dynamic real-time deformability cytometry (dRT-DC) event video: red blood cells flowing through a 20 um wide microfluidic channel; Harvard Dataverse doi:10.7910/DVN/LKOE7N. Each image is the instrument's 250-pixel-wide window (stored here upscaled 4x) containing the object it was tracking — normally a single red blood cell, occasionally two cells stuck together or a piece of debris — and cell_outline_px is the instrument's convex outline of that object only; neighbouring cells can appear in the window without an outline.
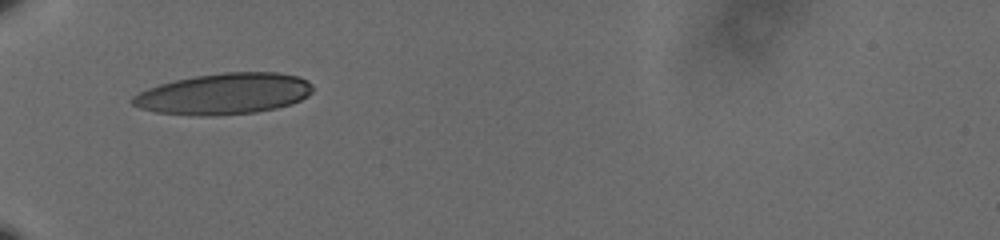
{"species": "human", "species_latin": "Homo sapiens", "temperature_condition": "cold", "stored_images_in_passage": 35, "camera_frame_rate_fps": 3000, "um_per_image_px": 0.085, "donor": {"sex": "male"}, "frame": {"image": 1, "passage_image": 1, "time_ms": 0.0, "image_size_px": [1000, 240], "cell_outline_px": [[312, 92], [308, 96], [292, 104], [276, 108], [256, 112], [216, 116], [200, 116], [156, 112], [140, 108], [132, 104], [128, 100], [132, 96], [148, 88], [160, 84], [176, 80], [196, 76], [224, 72], [280, 72], [300, 76], [308, 80], [312, 84]], "centroid_in_image_um": [19.07, 7.97], "position_along_channel_um": 65.9, "area_um2": 43.47}}
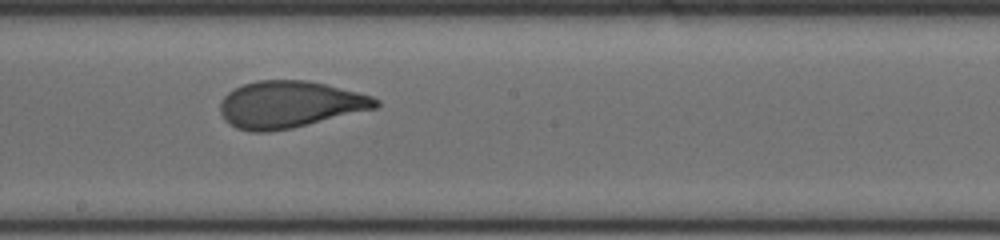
{"frame": {"image": 2, "passage_image": 15, "time_ms": 4.667, "image_size_px": [1000, 240], "cell_outline_px": [[380, 104], [376, 108], [292, 128], [268, 132], [252, 132], [236, 128], [224, 120], [220, 112], [220, 100], [228, 92], [244, 84], [256, 80], [304, 80], [324, 84], [372, 96], [380, 100]], "centroid_in_image_um": [24.59, 8.88], "position_along_channel_um": 223.6, "area_um2": 42.31}}
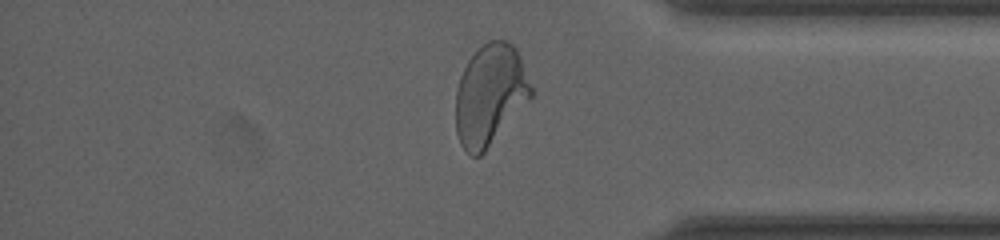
{"frame": {"image": 3, "passage_image": 30, "time_ms": 9.667, "image_size_px": [1000, 240], "cell_outline_px": [[532, 96], [484, 152], [480, 156], [472, 156], [460, 144], [456, 132], [456, 92], [460, 76], [468, 60], [488, 40], [504, 40], [512, 44], [516, 48], [520, 56], [532, 88]], "centroid_in_image_um": [41.64, 8.06], "position_along_channel_um": 393.6, "area_um2": 43.75}, "authors_computed_cell_mechanics": {"area_um2": 42.5408, "velocity_mm_per_s": 3.5654, "shape_relaxation_time_tau1_ms": 4.5526, "shape_relaxation_time_tau2_ms": 0.7099, "deformation_change_tau1": 0.1803, "deformation_change_tau2": 0.0713}}